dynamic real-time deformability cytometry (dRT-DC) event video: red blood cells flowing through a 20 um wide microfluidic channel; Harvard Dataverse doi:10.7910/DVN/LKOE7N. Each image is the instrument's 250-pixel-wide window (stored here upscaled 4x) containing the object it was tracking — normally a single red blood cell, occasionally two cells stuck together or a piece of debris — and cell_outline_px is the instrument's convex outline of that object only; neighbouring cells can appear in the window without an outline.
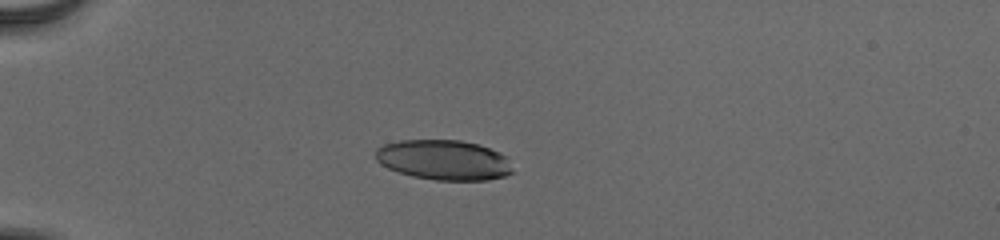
{"species": "human", "species_latin": "Homo sapiens", "temperature_condition": "cold", "stored_images_in_passage": 39, "camera_frame_rate_fps": 3000, "um_per_image_px": 0.085, "donor": {"sex": "male"}, "frame": {"image": 1, "passage_image": 1, "time_ms": 0.0, "image_size_px": [1000, 240], "cell_outline_px": [[512, 172], [504, 176], [488, 180], [436, 180], [412, 176], [388, 168], [380, 164], [376, 160], [376, 148], [384, 144], [400, 140], [460, 140], [480, 144], [500, 152], [504, 156]], "centroid_in_image_um": [37.68, 13.59], "position_along_channel_um": 47.3, "area_um2": 31.85}}
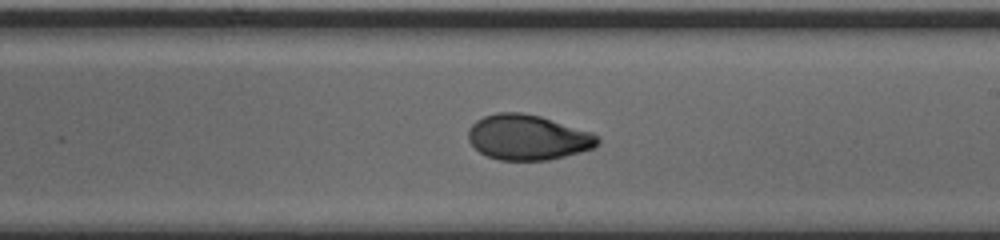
{"frame": {"image": 2, "passage_image": 19, "time_ms": 6.0, "image_size_px": [1000, 240], "cell_outline_px": [[600, 140], [592, 148], [580, 152], [548, 160], [500, 160], [488, 156], [480, 152], [468, 140], [468, 128], [476, 120], [484, 116], [496, 112], [520, 112], [540, 116], [592, 132], [600, 136]], "centroid_in_image_um": [44.85, 11.66], "position_along_channel_um": 244.1, "area_um2": 34.04}}
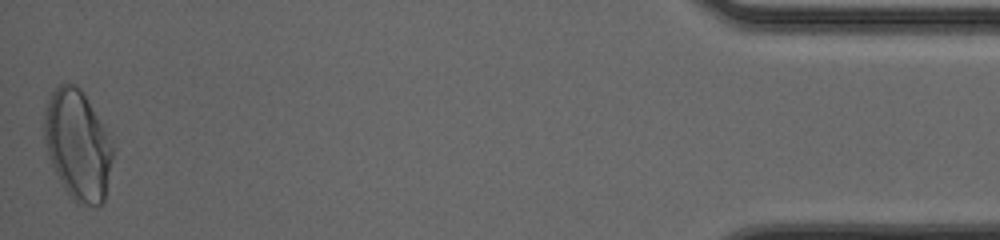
{"frame": {"image": 3, "passage_image": 39, "time_ms": 12.667, "image_size_px": [1000, 240], "cell_outline_px": [[112, 160], [104, 200], [96, 208], [80, 204], [64, 188], [48, 156], [44, 140], [44, 112], [48, 100], [52, 92], [60, 84], [72, 84], [80, 88], [104, 128], [112, 144]], "centroid_in_image_um": [6.59, 12.34], "position_along_channel_um": 428.6, "area_um2": 43.06}, "authors_computed_cell_mechanics": {"area_um2": 34.3332, "velocity_mm_per_s": 3.913, "shape_relaxation_time_tau1_ms": 4.5852, "shape_relaxation_time_tau2_ms": 1.1679, "deformation_change_tau1": 0.1831, "deformation_change_tau2": 0.0477}}